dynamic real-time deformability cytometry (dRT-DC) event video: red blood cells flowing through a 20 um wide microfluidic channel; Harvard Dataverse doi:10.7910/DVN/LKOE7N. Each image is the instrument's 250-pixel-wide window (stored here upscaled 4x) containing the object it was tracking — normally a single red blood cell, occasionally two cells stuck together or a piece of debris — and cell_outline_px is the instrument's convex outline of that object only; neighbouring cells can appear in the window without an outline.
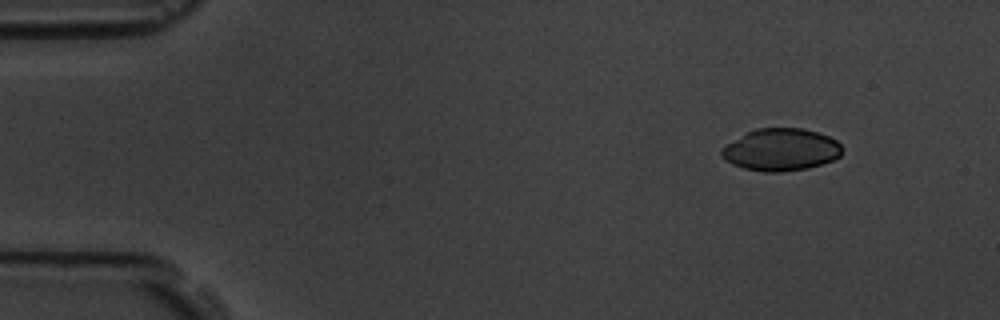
{"species": "common noctule bat (a hibernating species)", "species_latin": "Nyctalus noctula", "temperature_condition": "room temperature", "stored_images_in_passage": 5, "camera_frame_rate_fps": 3000, "um_per_image_px": 0.085, "animal": {"sex": "male", "body_mass_g": 19.5, "forearm_length_mm": 54.6}, "frame": {"image": 1, "passage_image": 1, "time_ms": 0.0, "image_size_px": [1000, 320], "cell_outline_px": [[840, 156], [832, 160], [808, 168], [780, 172], [764, 172], [744, 168], [732, 164], [724, 160], [720, 156], [720, 148], [748, 132], [756, 128], [804, 128], [828, 136], [836, 140], [840, 144]], "centroid_in_image_um": [66.34, 12.73], "position_along_channel_um": 18.7, "area_um2": 29.54}}